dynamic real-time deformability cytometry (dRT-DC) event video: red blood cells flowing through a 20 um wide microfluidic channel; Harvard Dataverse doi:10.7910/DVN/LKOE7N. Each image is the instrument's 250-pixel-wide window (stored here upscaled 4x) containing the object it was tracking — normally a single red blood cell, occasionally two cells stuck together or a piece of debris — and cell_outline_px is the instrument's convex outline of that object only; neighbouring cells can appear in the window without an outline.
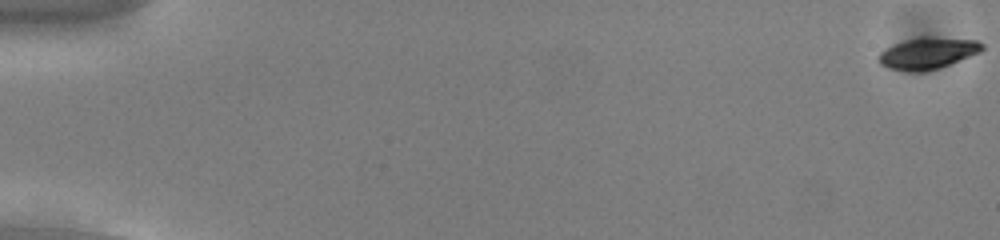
{"species": "common noctule bat (a hibernating species)", "species_latin": "Nyctalus noctula", "temperature_condition": "cold", "stored_images_in_passage": 50, "camera_frame_rate_fps": 3000, "um_per_image_px": 0.085, "animal": {"sex": "male", "body_mass_g": 13.0, "forearm_length_mm": 53.1}, "frame": {"image": 1, "passage_image": 1, "time_ms": 0.0, "image_size_px": [1000, 240], "cell_outline_px": [[984, 48], [980, 52], [940, 68], [920, 72], [908, 72], [888, 68], [880, 64], [876, 60], [876, 56], [880, 52], [896, 44], [908, 40], [924, 36], [980, 40], [984, 44]], "centroid_in_image_um": [78.87, 4.53], "position_along_channel_um": 6.1, "area_um2": 19.13}}
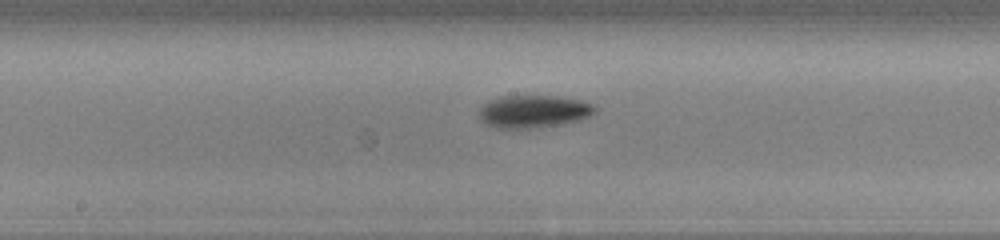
{"frame": {"image": 2, "passage_image": 30, "time_ms": 9.667, "image_size_px": [1000, 240], "cell_outline_px": [[596, 112], [588, 116], [576, 120], [528, 128], [496, 128], [484, 124], [480, 120], [480, 108], [488, 100], [500, 96], [560, 96], [580, 100], [592, 104], [596, 108]], "centroid_in_image_um": [45.29, 9.45], "position_along_channel_um": 202.9, "area_um2": 21.68}}
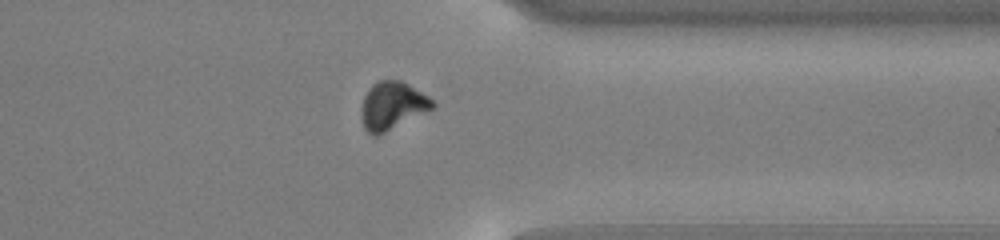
{"frame": {"image": 3, "passage_image": 44, "time_ms": 14.333, "image_size_px": [1000, 240], "cell_outline_px": [[436, 108], [376, 136], [372, 136], [364, 128], [360, 116], [360, 108], [364, 96], [368, 88], [372, 84], [380, 80], [400, 80], [408, 84], [428, 96], [436, 104]], "centroid_in_image_um": [33.33, 8.99], "position_along_channel_um": 378.1, "area_um2": 20.06}}